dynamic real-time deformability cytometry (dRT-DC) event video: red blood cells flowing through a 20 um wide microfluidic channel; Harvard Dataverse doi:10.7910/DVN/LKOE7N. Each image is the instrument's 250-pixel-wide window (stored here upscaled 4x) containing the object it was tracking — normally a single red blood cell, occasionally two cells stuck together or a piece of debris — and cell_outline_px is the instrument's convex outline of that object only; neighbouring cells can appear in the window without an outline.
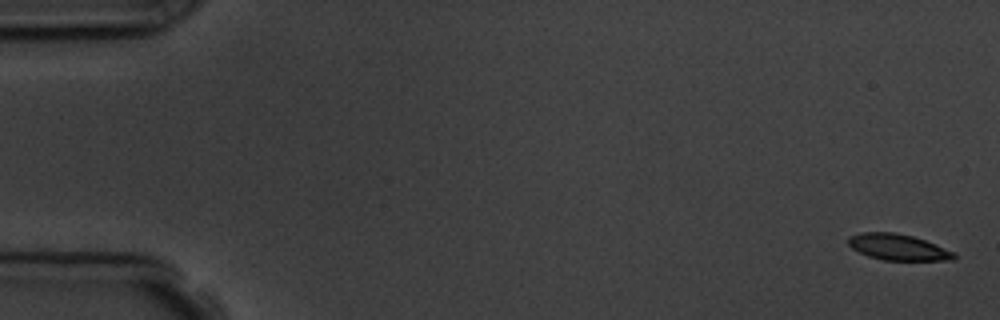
{"species": "common noctule bat (a hibernating species)", "species_latin": "Nyctalus noctula", "temperature_condition": "room temperature", "stored_images_in_passage": 4, "camera_frame_rate_fps": 3000, "um_per_image_px": 0.085, "animal": {"sex": "male", "body_mass_g": 19.5, "forearm_length_mm": 54.6}, "frame": {"image": 1, "passage_image": 1, "time_ms": 0.0, "image_size_px": [1000, 320], "cell_outline_px": [[956, 260], [884, 260], [868, 256], [852, 248], [848, 244], [848, 236], [860, 232], [896, 232], [912, 236], [924, 240], [956, 252]], "centroid_in_image_um": [76.33, 21.0], "position_along_channel_um": 8.7, "area_um2": 16.13}}
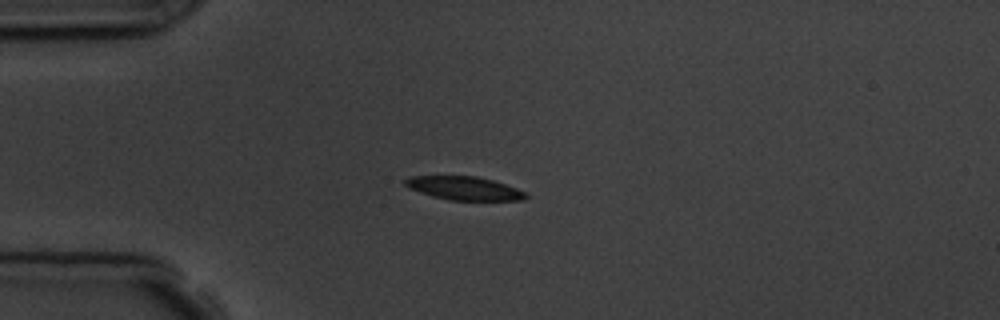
{"frame": {"image": 2, "passage_image": 4, "time_ms": 4.333, "image_size_px": [1000, 320], "cell_outline_px": [[528, 196], [524, 200], [448, 200], [432, 196], [408, 188], [404, 184], [404, 180], [408, 176], [476, 176], [492, 180], [528, 192]], "centroid_in_image_um": [39.45, 16.0], "position_along_channel_um": 45.5, "area_um2": 16.53}}